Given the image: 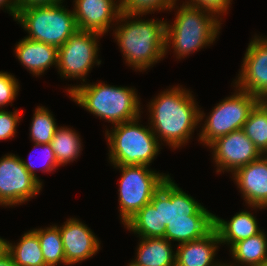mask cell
<instances>
[{"label":"cell","instance_id":"obj_1","mask_svg":"<svg viewBox=\"0 0 267 266\" xmlns=\"http://www.w3.org/2000/svg\"><path fill=\"white\" fill-rule=\"evenodd\" d=\"M148 107L153 133L174 149L188 142L205 115L192 93L178 86L160 93Z\"/></svg>","mask_w":267,"mask_h":266},{"label":"cell","instance_id":"obj_2","mask_svg":"<svg viewBox=\"0 0 267 266\" xmlns=\"http://www.w3.org/2000/svg\"><path fill=\"white\" fill-rule=\"evenodd\" d=\"M138 15H127L120 13L118 24L115 29V40L124 56V60L133 69L138 71L149 68L154 63H157L166 55V23L167 21L160 20H136L133 18ZM132 21H127L130 19ZM126 20V21H125ZM119 21V22H118Z\"/></svg>","mask_w":267,"mask_h":266},{"label":"cell","instance_id":"obj_3","mask_svg":"<svg viewBox=\"0 0 267 266\" xmlns=\"http://www.w3.org/2000/svg\"><path fill=\"white\" fill-rule=\"evenodd\" d=\"M71 86L67 89L74 102L113 125L140 118L139 97L134 88L103 83Z\"/></svg>","mask_w":267,"mask_h":266},{"label":"cell","instance_id":"obj_4","mask_svg":"<svg viewBox=\"0 0 267 266\" xmlns=\"http://www.w3.org/2000/svg\"><path fill=\"white\" fill-rule=\"evenodd\" d=\"M220 27L221 23L217 16L183 2L178 8L174 24L166 23L165 53L172 44L177 58H184L212 44L220 33Z\"/></svg>","mask_w":267,"mask_h":266},{"label":"cell","instance_id":"obj_5","mask_svg":"<svg viewBox=\"0 0 267 266\" xmlns=\"http://www.w3.org/2000/svg\"><path fill=\"white\" fill-rule=\"evenodd\" d=\"M139 118L113 125L106 131L109 160L114 166L150 165L157 156L160 144L150 125L138 124Z\"/></svg>","mask_w":267,"mask_h":266},{"label":"cell","instance_id":"obj_6","mask_svg":"<svg viewBox=\"0 0 267 266\" xmlns=\"http://www.w3.org/2000/svg\"><path fill=\"white\" fill-rule=\"evenodd\" d=\"M61 3L19 8L15 20L28 32L25 38L60 48L78 30L73 11Z\"/></svg>","mask_w":267,"mask_h":266},{"label":"cell","instance_id":"obj_7","mask_svg":"<svg viewBox=\"0 0 267 266\" xmlns=\"http://www.w3.org/2000/svg\"><path fill=\"white\" fill-rule=\"evenodd\" d=\"M122 172L119 181L120 217L125 224L144 205L151 202L154 193L169 175L155 173L148 165L114 166Z\"/></svg>","mask_w":267,"mask_h":266},{"label":"cell","instance_id":"obj_8","mask_svg":"<svg viewBox=\"0 0 267 266\" xmlns=\"http://www.w3.org/2000/svg\"><path fill=\"white\" fill-rule=\"evenodd\" d=\"M151 203L158 209L159 238L165 237L170 222L214 221V214L183 192L170 176L154 193Z\"/></svg>","mask_w":267,"mask_h":266},{"label":"cell","instance_id":"obj_9","mask_svg":"<svg viewBox=\"0 0 267 266\" xmlns=\"http://www.w3.org/2000/svg\"><path fill=\"white\" fill-rule=\"evenodd\" d=\"M237 90V93L226 97L212 109L199 133L201 143L209 146L217 138L243 128L259 99L248 92Z\"/></svg>","mask_w":267,"mask_h":266},{"label":"cell","instance_id":"obj_10","mask_svg":"<svg viewBox=\"0 0 267 266\" xmlns=\"http://www.w3.org/2000/svg\"><path fill=\"white\" fill-rule=\"evenodd\" d=\"M99 36L102 34L78 29L58 48L57 68L61 77L79 78L86 82L85 77L92 66L101 64L97 58Z\"/></svg>","mask_w":267,"mask_h":266},{"label":"cell","instance_id":"obj_11","mask_svg":"<svg viewBox=\"0 0 267 266\" xmlns=\"http://www.w3.org/2000/svg\"><path fill=\"white\" fill-rule=\"evenodd\" d=\"M41 189L42 184L28 172L19 156L7 154L0 159V205H21Z\"/></svg>","mask_w":267,"mask_h":266},{"label":"cell","instance_id":"obj_12","mask_svg":"<svg viewBox=\"0 0 267 266\" xmlns=\"http://www.w3.org/2000/svg\"><path fill=\"white\" fill-rule=\"evenodd\" d=\"M209 148L213 150L217 172L232 174L262 155L242 129L217 138Z\"/></svg>","mask_w":267,"mask_h":266},{"label":"cell","instance_id":"obj_13","mask_svg":"<svg viewBox=\"0 0 267 266\" xmlns=\"http://www.w3.org/2000/svg\"><path fill=\"white\" fill-rule=\"evenodd\" d=\"M254 37L246 49L235 86L258 99H267V38Z\"/></svg>","mask_w":267,"mask_h":266},{"label":"cell","instance_id":"obj_14","mask_svg":"<svg viewBox=\"0 0 267 266\" xmlns=\"http://www.w3.org/2000/svg\"><path fill=\"white\" fill-rule=\"evenodd\" d=\"M73 14L79 30L93 31L104 35L121 9L116 0H74ZM117 3V4H116Z\"/></svg>","mask_w":267,"mask_h":266},{"label":"cell","instance_id":"obj_15","mask_svg":"<svg viewBox=\"0 0 267 266\" xmlns=\"http://www.w3.org/2000/svg\"><path fill=\"white\" fill-rule=\"evenodd\" d=\"M59 227L68 265L84 261L95 255L100 242L92 230L76 218H70Z\"/></svg>","mask_w":267,"mask_h":266},{"label":"cell","instance_id":"obj_16","mask_svg":"<svg viewBox=\"0 0 267 266\" xmlns=\"http://www.w3.org/2000/svg\"><path fill=\"white\" fill-rule=\"evenodd\" d=\"M232 175L248 206L254 209L267 207L266 155L237 169Z\"/></svg>","mask_w":267,"mask_h":266},{"label":"cell","instance_id":"obj_17","mask_svg":"<svg viewBox=\"0 0 267 266\" xmlns=\"http://www.w3.org/2000/svg\"><path fill=\"white\" fill-rule=\"evenodd\" d=\"M217 244L221 243L217 231L213 229L201 239L178 245L175 266H225L214 261Z\"/></svg>","mask_w":267,"mask_h":266},{"label":"cell","instance_id":"obj_18","mask_svg":"<svg viewBox=\"0 0 267 266\" xmlns=\"http://www.w3.org/2000/svg\"><path fill=\"white\" fill-rule=\"evenodd\" d=\"M14 51L21 64L35 76L42 75L52 65H58V48L43 42L24 37Z\"/></svg>","mask_w":267,"mask_h":266},{"label":"cell","instance_id":"obj_19","mask_svg":"<svg viewBox=\"0 0 267 266\" xmlns=\"http://www.w3.org/2000/svg\"><path fill=\"white\" fill-rule=\"evenodd\" d=\"M254 215L249 211H241L234 215L230 221H225L214 215V229L217 231L220 243L230 247L261 232Z\"/></svg>","mask_w":267,"mask_h":266},{"label":"cell","instance_id":"obj_20","mask_svg":"<svg viewBox=\"0 0 267 266\" xmlns=\"http://www.w3.org/2000/svg\"><path fill=\"white\" fill-rule=\"evenodd\" d=\"M136 259L128 266H175L171 242L162 238H140Z\"/></svg>","mask_w":267,"mask_h":266},{"label":"cell","instance_id":"obj_21","mask_svg":"<svg viewBox=\"0 0 267 266\" xmlns=\"http://www.w3.org/2000/svg\"><path fill=\"white\" fill-rule=\"evenodd\" d=\"M3 247L10 254L16 266H47L38 235L33 230L23 234L17 245L3 239Z\"/></svg>","mask_w":267,"mask_h":266},{"label":"cell","instance_id":"obj_22","mask_svg":"<svg viewBox=\"0 0 267 266\" xmlns=\"http://www.w3.org/2000/svg\"><path fill=\"white\" fill-rule=\"evenodd\" d=\"M232 258L239 264L244 266H259L267 261V238L263 231L238 241L230 247ZM225 266H232L230 263ZM233 266H236L234 264Z\"/></svg>","mask_w":267,"mask_h":266},{"label":"cell","instance_id":"obj_23","mask_svg":"<svg viewBox=\"0 0 267 266\" xmlns=\"http://www.w3.org/2000/svg\"><path fill=\"white\" fill-rule=\"evenodd\" d=\"M242 130L262 155L267 154V99H259Z\"/></svg>","mask_w":267,"mask_h":266},{"label":"cell","instance_id":"obj_24","mask_svg":"<svg viewBox=\"0 0 267 266\" xmlns=\"http://www.w3.org/2000/svg\"><path fill=\"white\" fill-rule=\"evenodd\" d=\"M74 131L67 127H58L50 141L59 166L73 162L82 151L81 140Z\"/></svg>","mask_w":267,"mask_h":266},{"label":"cell","instance_id":"obj_25","mask_svg":"<svg viewBox=\"0 0 267 266\" xmlns=\"http://www.w3.org/2000/svg\"><path fill=\"white\" fill-rule=\"evenodd\" d=\"M214 229V221H179L166 226L165 238L178 245L201 239Z\"/></svg>","mask_w":267,"mask_h":266},{"label":"cell","instance_id":"obj_26","mask_svg":"<svg viewBox=\"0 0 267 266\" xmlns=\"http://www.w3.org/2000/svg\"><path fill=\"white\" fill-rule=\"evenodd\" d=\"M38 235L44 261L47 266H57L58 263L65 264L64 247L59 227L54 225L44 229H33Z\"/></svg>","mask_w":267,"mask_h":266},{"label":"cell","instance_id":"obj_27","mask_svg":"<svg viewBox=\"0 0 267 266\" xmlns=\"http://www.w3.org/2000/svg\"><path fill=\"white\" fill-rule=\"evenodd\" d=\"M124 225L127 227L126 229L141 236L140 238H159L158 209L149 202Z\"/></svg>","mask_w":267,"mask_h":266},{"label":"cell","instance_id":"obj_28","mask_svg":"<svg viewBox=\"0 0 267 266\" xmlns=\"http://www.w3.org/2000/svg\"><path fill=\"white\" fill-rule=\"evenodd\" d=\"M57 128L58 126L50 111H48L47 108L38 106L35 110L30 127V137L32 141L37 144L50 143Z\"/></svg>","mask_w":267,"mask_h":266},{"label":"cell","instance_id":"obj_29","mask_svg":"<svg viewBox=\"0 0 267 266\" xmlns=\"http://www.w3.org/2000/svg\"><path fill=\"white\" fill-rule=\"evenodd\" d=\"M121 12L127 15H146L151 11L175 8L176 0H120Z\"/></svg>","mask_w":267,"mask_h":266},{"label":"cell","instance_id":"obj_30","mask_svg":"<svg viewBox=\"0 0 267 266\" xmlns=\"http://www.w3.org/2000/svg\"><path fill=\"white\" fill-rule=\"evenodd\" d=\"M37 147H40V148L42 147V149H43V151L41 149V151L43 152V156H44V158H43V156H42V158H43V160H45V162L43 163L44 164V166H43L44 169L41 170L42 172L43 171L44 172H46V171L47 172H51L55 168L59 167L58 162H57V160L55 158V155H54V152L52 150V147H51L50 143H47V144L34 143V148H37ZM29 156H31L30 153H29ZM29 159H30V157H29ZM31 160H32V158L30 159L29 162H27L26 160L21 159L22 164L28 170V172L42 184V182L40 181V179H38V177H37V175H36V173L34 171L36 169V166L31 162Z\"/></svg>","mask_w":267,"mask_h":266},{"label":"cell","instance_id":"obj_31","mask_svg":"<svg viewBox=\"0 0 267 266\" xmlns=\"http://www.w3.org/2000/svg\"><path fill=\"white\" fill-rule=\"evenodd\" d=\"M19 82L12 75L7 72L0 71V107L8 105L14 101L19 91Z\"/></svg>","mask_w":267,"mask_h":266},{"label":"cell","instance_id":"obj_32","mask_svg":"<svg viewBox=\"0 0 267 266\" xmlns=\"http://www.w3.org/2000/svg\"><path fill=\"white\" fill-rule=\"evenodd\" d=\"M20 113L17 109L8 112L0 109V140L11 139L16 134V127L20 120Z\"/></svg>","mask_w":267,"mask_h":266},{"label":"cell","instance_id":"obj_33","mask_svg":"<svg viewBox=\"0 0 267 266\" xmlns=\"http://www.w3.org/2000/svg\"><path fill=\"white\" fill-rule=\"evenodd\" d=\"M190 1V2H189ZM232 0H188L185 4L206 10L219 18L227 12ZM226 12V13H225ZM224 13V14H223Z\"/></svg>","mask_w":267,"mask_h":266},{"label":"cell","instance_id":"obj_34","mask_svg":"<svg viewBox=\"0 0 267 266\" xmlns=\"http://www.w3.org/2000/svg\"><path fill=\"white\" fill-rule=\"evenodd\" d=\"M63 0H16L18 8L29 7L33 5L57 4Z\"/></svg>","mask_w":267,"mask_h":266},{"label":"cell","instance_id":"obj_35","mask_svg":"<svg viewBox=\"0 0 267 266\" xmlns=\"http://www.w3.org/2000/svg\"><path fill=\"white\" fill-rule=\"evenodd\" d=\"M3 6L15 20L19 9L16 0H0V7Z\"/></svg>","mask_w":267,"mask_h":266},{"label":"cell","instance_id":"obj_36","mask_svg":"<svg viewBox=\"0 0 267 266\" xmlns=\"http://www.w3.org/2000/svg\"><path fill=\"white\" fill-rule=\"evenodd\" d=\"M0 266H16L10 254L4 247L0 249Z\"/></svg>","mask_w":267,"mask_h":266},{"label":"cell","instance_id":"obj_37","mask_svg":"<svg viewBox=\"0 0 267 266\" xmlns=\"http://www.w3.org/2000/svg\"><path fill=\"white\" fill-rule=\"evenodd\" d=\"M3 247V238L0 237V249Z\"/></svg>","mask_w":267,"mask_h":266},{"label":"cell","instance_id":"obj_38","mask_svg":"<svg viewBox=\"0 0 267 266\" xmlns=\"http://www.w3.org/2000/svg\"><path fill=\"white\" fill-rule=\"evenodd\" d=\"M259 266H267V261H265L263 264H261Z\"/></svg>","mask_w":267,"mask_h":266}]
</instances>
